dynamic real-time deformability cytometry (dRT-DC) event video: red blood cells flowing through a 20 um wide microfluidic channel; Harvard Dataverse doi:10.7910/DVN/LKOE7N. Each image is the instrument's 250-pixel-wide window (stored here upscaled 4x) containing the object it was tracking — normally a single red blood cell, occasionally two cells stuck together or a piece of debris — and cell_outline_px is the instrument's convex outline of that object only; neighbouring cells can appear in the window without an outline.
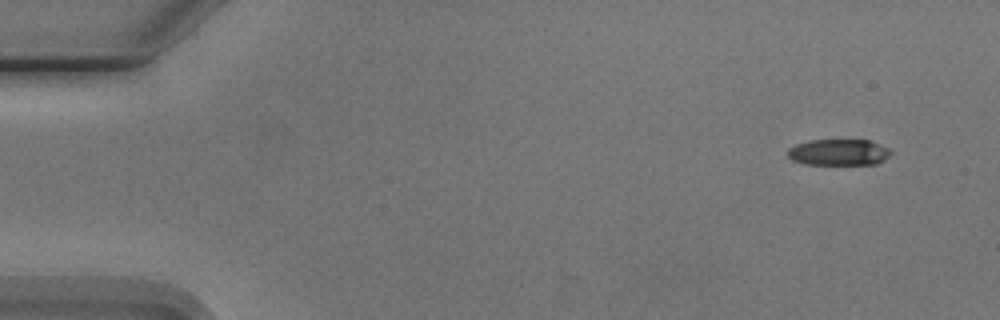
{"species": "Egyptian fruit bat (a non-hibernating species)", "species_latin": "Rousettus aegyptiacus", "temperature_condition": "cold", "stored_images_in_passage": 6, "camera_frame_rate_fps": 3000, "um_per_image_px": 0.085, "animal": {"sex": "male"}, "frame": {"image": 1, "passage_image": 1, "time_ms": 0.0, "image_size_px": [1000, 320], "cell_outline_px": [[892, 152], [884, 160], [876, 164], [804, 164], [792, 160], [788, 156], [788, 148], [796, 144], [808, 140], [868, 140], [888, 148]], "centroid_in_image_um": [71.26, 12.94], "position_along_channel_um": 13.7, "area_um2": 15.72}}
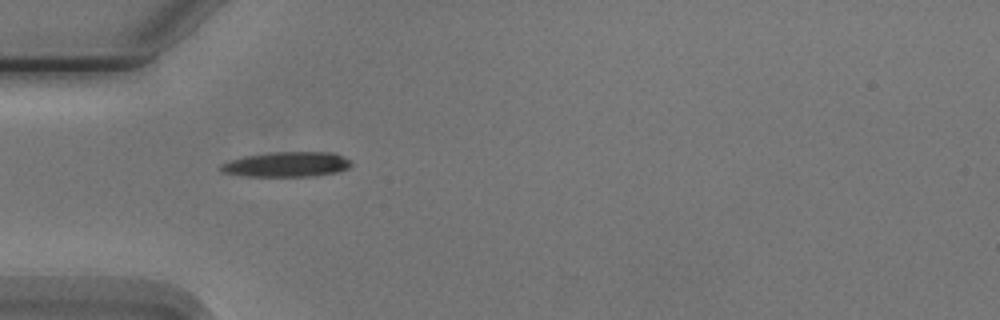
{"frame": {"image": 2, "passage_image": 5, "time_ms": 4.333, "image_size_px": [1000, 320], "cell_outline_px": [[352, 164], [348, 168], [336, 172], [312, 176], [244, 176], [220, 172], [220, 164], [228, 160], [244, 156], [272, 152], [332, 152], [348, 160]], "centroid_in_image_um": [24.3, 13.97], "position_along_channel_um": 60.7, "area_um2": 18.96}}
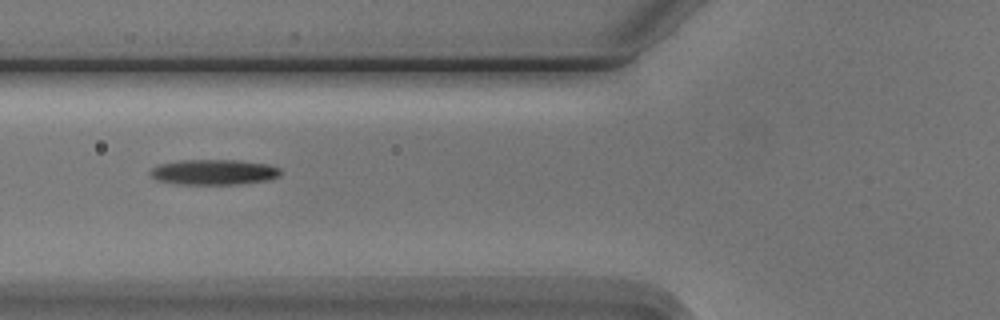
{"frame": {"image": 3, "passage_image": 6, "time_ms": 5.667, "image_size_px": [1000, 320], "cell_outline_px": [[280, 176], [272, 180], [240, 184], [180, 184], [156, 180], [148, 172], [152, 168], [160, 164], [180, 160], [240, 160], [268, 164], [280, 168]], "centroid_in_image_um": [18.21, 14.63], "position_along_channel_um": 107.6, "area_um2": 19.42}}